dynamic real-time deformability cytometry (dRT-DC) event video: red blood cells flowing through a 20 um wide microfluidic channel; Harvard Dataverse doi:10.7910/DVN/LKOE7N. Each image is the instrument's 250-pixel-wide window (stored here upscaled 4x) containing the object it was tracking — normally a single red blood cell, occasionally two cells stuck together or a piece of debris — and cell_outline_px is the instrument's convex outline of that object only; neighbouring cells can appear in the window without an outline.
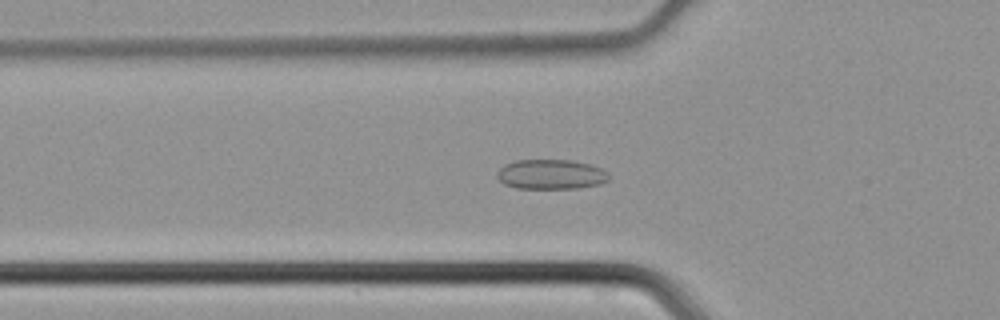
{"species": "common noctule bat (a hibernating species)", "species_latin": "Nyctalus noctula", "temperature_condition": "cold", "stored_images_in_passage": 45, "camera_frame_rate_fps": 3000, "um_per_image_px": 0.085, "animal": {"sex": "male", "body_mass_g": 21.5, "forearm_length_mm": 52.0}, "frame": {"image": 1, "passage_image": 14, "time_ms": 4.333, "image_size_px": [1000, 320], "cell_outline_px": [[608, 180], [600, 184], [580, 188], [516, 188], [504, 184], [496, 176], [496, 172], [504, 164], [516, 160], [572, 160], [588, 164], [600, 168], [608, 172]], "centroid_in_image_um": [46.81, 14.82], "position_along_channel_um": 79.0, "area_um2": 19.42}}
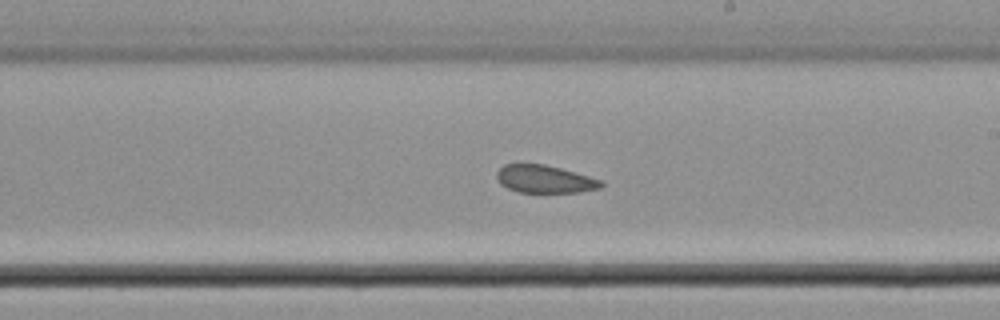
{"frame": {"image": 2, "passage_image": 25, "time_ms": 8.0, "image_size_px": [1000, 320], "cell_outline_px": [[604, 184], [600, 188], [580, 192], [516, 192], [500, 184], [496, 176], [496, 172], [504, 164], [544, 164], [560, 168], [588, 176], [600, 180]], "centroid_in_image_um": [46.27, 15.22], "position_along_channel_um": 242.7, "area_um2": 16.76}}
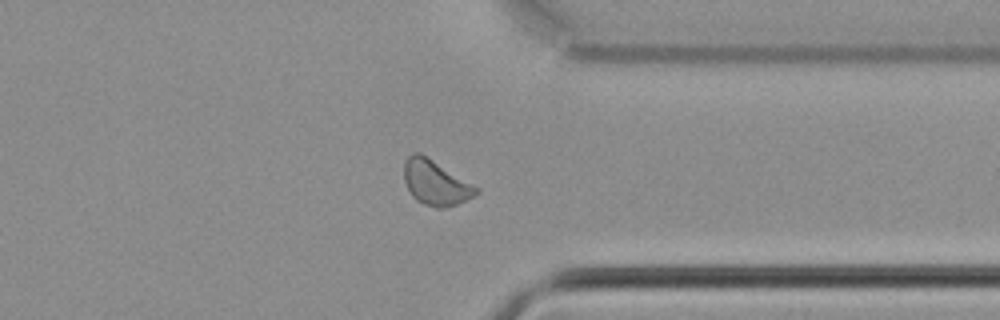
{"frame": {"image": 3, "passage_image": 34, "time_ms": 11.0, "image_size_px": [1000, 320], "cell_outline_px": [[480, 192], [456, 204], [444, 208], [436, 208], [424, 204], [416, 200], [412, 196], [404, 180], [404, 160], [412, 152], [420, 152], [480, 188]], "centroid_in_image_um": [37.01, 15.51], "position_along_channel_um": 374.4, "area_um2": 18.84}}